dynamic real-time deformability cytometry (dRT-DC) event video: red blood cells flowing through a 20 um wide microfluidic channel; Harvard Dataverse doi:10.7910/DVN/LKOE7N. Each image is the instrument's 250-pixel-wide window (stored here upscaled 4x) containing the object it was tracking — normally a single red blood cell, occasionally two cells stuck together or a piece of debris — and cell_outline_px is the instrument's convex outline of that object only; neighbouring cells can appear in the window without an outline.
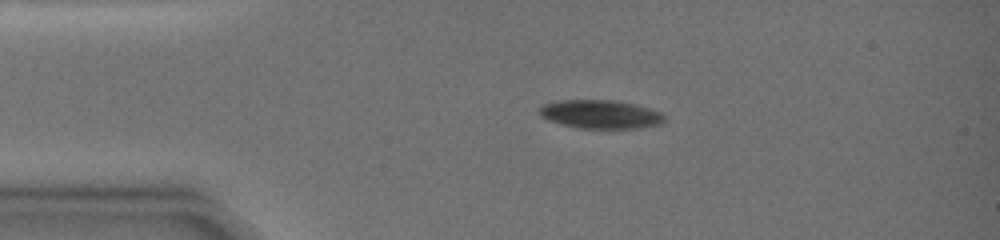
{"species": "common noctule bat (a hibernating species)", "species_latin": "Nyctalus noctula", "temperature_condition": "warm", "stored_images_in_passage": 5, "camera_frame_rate_fps": 3000, "um_per_image_px": 0.085, "animal": {"sex": "female", "body_mass_g": 19.0, "forearm_length_mm": 51.5}, "frame": {"image": 1, "passage_image": 2, "time_ms": 1.333, "image_size_px": [1000, 240], "cell_outline_px": [[664, 120], [660, 124], [640, 128], [576, 128], [560, 124], [548, 120], [540, 116], [540, 108], [544, 104], [560, 100], [616, 100], [636, 104], [660, 112], [664, 116]], "centroid_in_image_um": [51.03, 9.71], "position_along_channel_um": 34.0, "area_um2": 20.81}}